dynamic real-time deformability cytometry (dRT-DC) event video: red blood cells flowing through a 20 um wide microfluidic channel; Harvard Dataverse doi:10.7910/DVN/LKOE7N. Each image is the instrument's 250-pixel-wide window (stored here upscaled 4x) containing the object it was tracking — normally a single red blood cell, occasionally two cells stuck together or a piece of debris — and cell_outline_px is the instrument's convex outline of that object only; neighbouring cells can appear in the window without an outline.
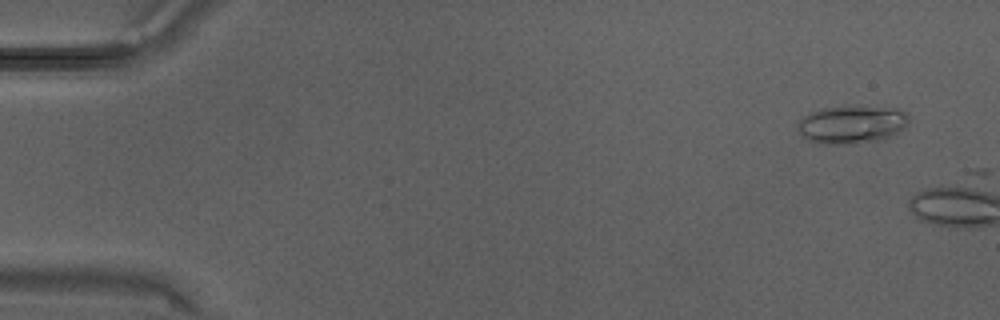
{"species": "Egyptian fruit bat (a non-hibernating species)", "species_latin": "Rousettus aegyptiacus", "temperature_condition": "warm", "stored_images_in_passage": 4, "camera_frame_rate_fps": 3000, "um_per_image_px": 0.085, "animal": {"sex": "male"}, "frame": {"image": 1, "passage_image": 2, "time_ms": 0.333, "image_size_px": [1000, 320], "cell_outline_px": [[908, 124], [892, 136], [880, 140], [844, 144], [816, 144], [804, 140], [800, 136], [796, 128], [796, 124], [804, 116], [820, 108], [852, 104], [900, 108], [908, 116]], "centroid_in_image_um": [72.35, 10.55], "position_along_channel_um": 12.6, "area_um2": 25.55}}